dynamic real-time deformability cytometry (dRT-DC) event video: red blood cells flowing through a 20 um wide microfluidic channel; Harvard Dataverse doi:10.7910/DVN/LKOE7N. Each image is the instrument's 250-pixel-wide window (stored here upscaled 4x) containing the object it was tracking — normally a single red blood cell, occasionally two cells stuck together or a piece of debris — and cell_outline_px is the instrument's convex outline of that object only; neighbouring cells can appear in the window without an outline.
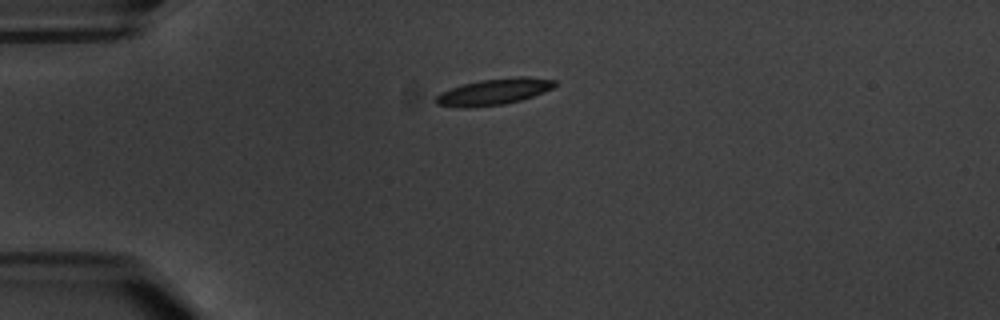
{"species": "common noctule bat (a hibernating species)", "species_latin": "Nyctalus noctula", "temperature_condition": "warm", "stored_images_in_passage": 4, "camera_frame_rate_fps": 3000, "um_per_image_px": 0.085, "animal": {"sex": "male", "body_mass_g": 20.1, "forearm_length_mm": 53.5}, "frame": {"image": 1, "passage_image": 1, "time_ms": 0.0, "image_size_px": [1000, 320], "cell_outline_px": [[556, 84], [552, 88], [544, 92], [520, 100], [504, 104], [472, 108], [460, 108], [436, 104], [432, 100], [440, 92], [464, 84], [480, 80], [520, 76], [528, 76], [556, 80]], "centroid_in_image_um": [41.95, 7.8], "position_along_channel_um": 43.1, "area_um2": 18.32}}